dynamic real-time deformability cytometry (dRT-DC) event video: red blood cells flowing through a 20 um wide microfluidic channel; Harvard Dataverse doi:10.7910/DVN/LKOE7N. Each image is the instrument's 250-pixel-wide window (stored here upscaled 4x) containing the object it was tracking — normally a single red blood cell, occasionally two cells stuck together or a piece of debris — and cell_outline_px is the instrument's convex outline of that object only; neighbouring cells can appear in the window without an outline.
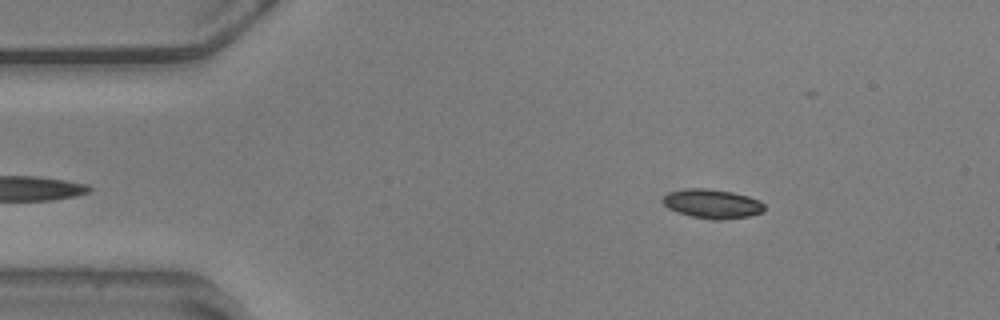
{"species": "common noctule bat (a hibernating species)", "species_latin": "Nyctalus noctula", "temperature_condition": "warm", "stored_images_in_passage": 40, "camera_frame_rate_fps": 3000, "um_per_image_px": 0.085, "animal": {"sex": "male", "body_mass_g": 20.5, "forearm_length_mm": 52.5}, "frame": {"image": 1, "passage_image": 3, "time_ms": 0.667, "image_size_px": [1000, 320], "cell_outline_px": [[764, 208], [760, 212], [748, 216], [724, 220], [712, 220], [692, 216], [668, 208], [660, 200], [668, 192], [688, 188], [708, 188], [732, 192], [748, 196], [760, 200], [764, 204]], "centroid_in_image_um": [60.53, 17.31], "position_along_channel_um": 24.5, "area_um2": 17.22}}
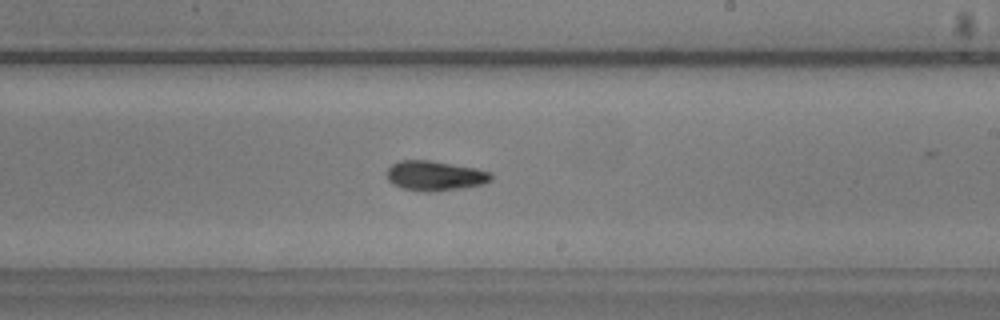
{"frame": {"image": 2, "passage_image": 27, "time_ms": 8.667, "image_size_px": [1000, 320], "cell_outline_px": [[492, 180], [484, 184], [428, 192], [404, 188], [388, 180], [388, 168], [392, 164], [400, 160], [428, 160], [476, 168], [488, 172], [492, 176]], "centroid_in_image_um": [36.98, 14.92], "position_along_channel_um": 252.0, "area_um2": 17.63}}
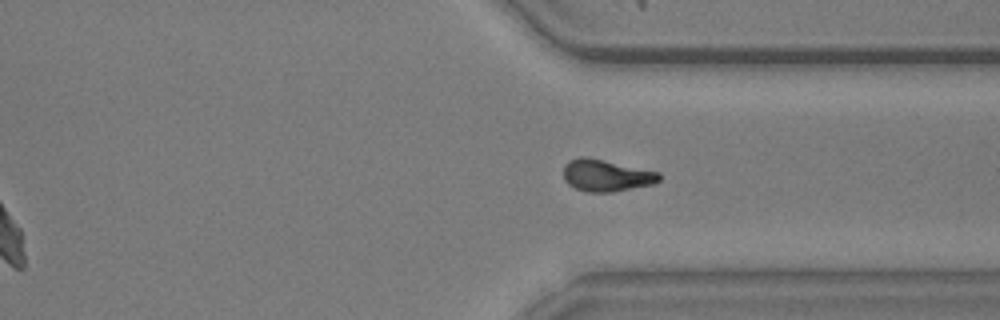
{"frame": {"image": 3, "passage_image": 36, "time_ms": 11.667, "image_size_px": [1000, 320], "cell_outline_px": [[660, 180], [652, 184], [612, 192], [588, 192], [576, 188], [568, 184], [564, 180], [564, 164], [568, 160], [580, 156], [588, 156], [660, 172]], "centroid_in_image_um": [51.51, 14.89], "position_along_channel_um": 359.9, "area_um2": 17.92}, "authors_computed_cell_mechanics": {"area_um2": 17.3111, "velocity_mm_per_s": 3.6074, "shape_relaxation_time_tau1_ms": 6.8718, "shape_relaxation_time_tau2_ms": 6.2352, "deformation_change_tau1": 0.1844, "deformation_change_tau2": 0.1331}}